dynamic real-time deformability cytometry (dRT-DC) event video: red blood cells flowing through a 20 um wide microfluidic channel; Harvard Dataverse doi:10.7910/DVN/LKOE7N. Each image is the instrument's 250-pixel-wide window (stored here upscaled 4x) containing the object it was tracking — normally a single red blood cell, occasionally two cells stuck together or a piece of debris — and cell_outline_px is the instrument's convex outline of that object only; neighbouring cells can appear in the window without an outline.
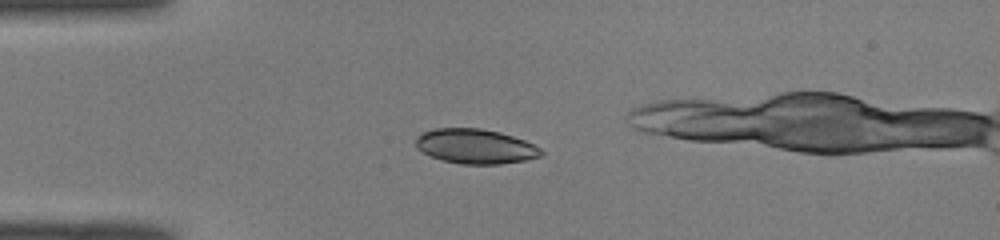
{"species": "common noctule bat (a hibernating species)", "species_latin": "Nyctalus noctula", "temperature_condition": "room temperature", "stored_images_in_passage": 32, "camera_frame_rate_fps": 3000, "um_per_image_px": 0.085, "animal": {"sex": "male", "body_mass_g": 19.0, "forearm_length_mm": 50.8}, "frame": {"image": 1, "passage_image": 1, "time_ms": 0.0, "image_size_px": [1000, 240], "cell_outline_px": [[544, 156], [524, 160], [500, 164], [460, 164], [440, 160], [424, 152], [416, 144], [416, 140], [424, 132], [436, 128], [480, 128], [500, 132], [524, 140], [540, 148], [544, 152]], "centroid_in_image_um": [40.46, 12.45], "position_along_channel_um": 44.5, "area_um2": 25.14}}
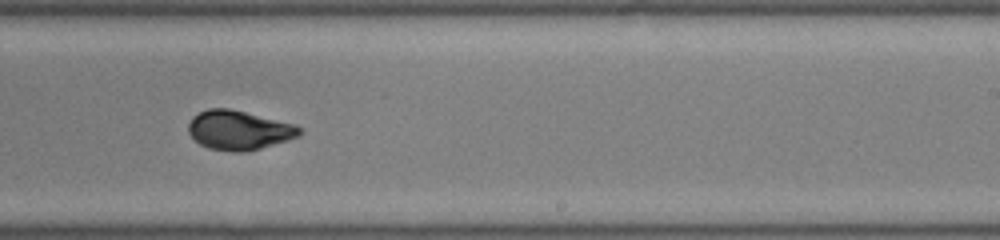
{"frame": {"image": 2, "passage_image": 19, "time_ms": 6.0, "image_size_px": [1000, 240], "cell_outline_px": [[300, 136], [288, 140], [260, 148], [244, 152], [232, 152], [208, 148], [200, 144], [188, 132], [188, 124], [192, 116], [208, 108], [228, 108], [296, 124], [300, 128]], "centroid_in_image_um": [20.29, 11.06], "position_along_channel_um": 268.7, "area_um2": 25.37}}
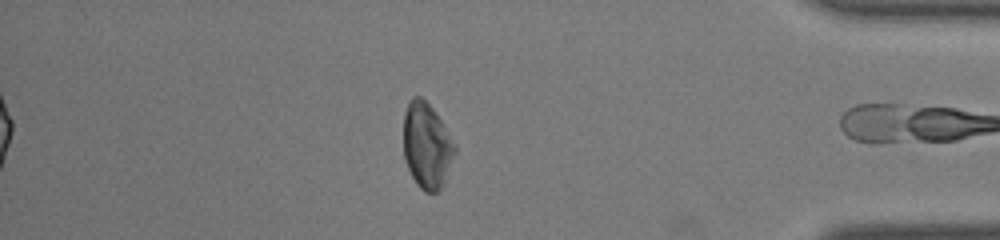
{"frame": {"image": 3, "passage_image": 31, "time_ms": 10.0, "image_size_px": [1000, 240], "cell_outline_px": [[456, 152], [444, 184], [436, 192], [424, 192], [416, 184], [404, 160], [404, 112], [408, 100], [412, 96], [420, 96], [432, 108], [456, 144]], "centroid_in_image_um": [36.27, 12.39], "position_along_channel_um": 398.9, "area_um2": 25.72}, "authors_computed_cell_mechanics": {"area_um2": 25.6054, "velocity_mm_per_s": 4.0881, "shape_relaxation_time_tau1_ms": 3.6805, "shape_relaxation_time_tau2_ms": null, "deformation_change_tau1": 0.1744, "deformation_change_tau2": null}}